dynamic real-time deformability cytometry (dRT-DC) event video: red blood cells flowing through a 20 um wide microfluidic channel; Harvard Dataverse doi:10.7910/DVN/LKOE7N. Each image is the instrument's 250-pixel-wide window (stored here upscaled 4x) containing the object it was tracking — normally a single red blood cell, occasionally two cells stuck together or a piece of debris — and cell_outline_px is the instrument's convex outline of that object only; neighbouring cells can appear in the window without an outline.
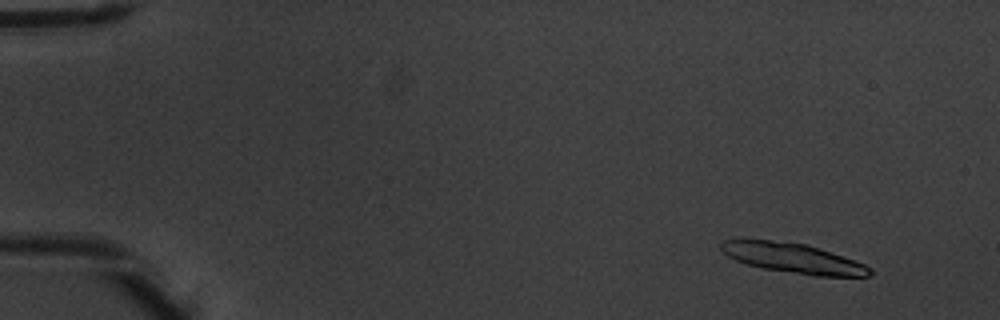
{"species": "common noctule bat (a hibernating species)", "species_latin": "Nyctalus noctula", "temperature_condition": "warm", "stored_images_in_passage": 5, "camera_frame_rate_fps": 3000, "um_per_image_px": 0.085, "animal": {"sex": "male", "body_mass_g": 20.1, "forearm_length_mm": 53.5}, "frame": {"image": 1, "passage_image": 2, "time_ms": 0.333, "image_size_px": [1000, 320], "cell_outline_px": [[872, 276], [812, 276], [760, 268], [736, 260], [728, 256], [720, 248], [720, 240], [736, 236], [772, 240], [804, 244], [864, 264], [872, 268]], "centroid_in_image_um": [67.26, 21.91], "position_along_channel_um": 17.7, "area_um2": 26.24}}